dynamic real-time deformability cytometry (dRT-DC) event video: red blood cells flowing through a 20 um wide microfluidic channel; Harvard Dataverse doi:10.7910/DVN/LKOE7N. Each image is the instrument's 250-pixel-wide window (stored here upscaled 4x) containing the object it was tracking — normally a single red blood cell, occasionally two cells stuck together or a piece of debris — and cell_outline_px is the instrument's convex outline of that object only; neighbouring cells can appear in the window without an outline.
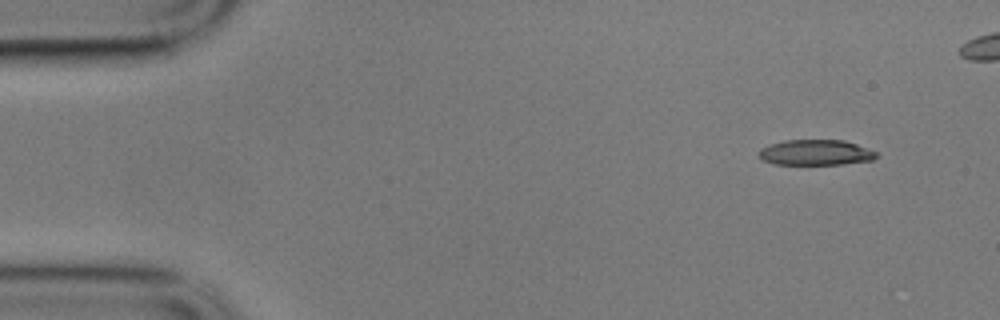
{"species": "common noctule bat (a hibernating species)", "species_latin": "Nyctalus noctula", "temperature_condition": "cold", "stored_images_in_passage": 5, "camera_frame_rate_fps": 3000, "um_per_image_px": 0.085, "animal": {"sex": "male", "body_mass_g": 17.9}, "frame": {"image": 1, "passage_image": 1, "time_ms": 0.0, "image_size_px": [1000, 320], "cell_outline_px": [[880, 156], [872, 160], [844, 164], [776, 164], [764, 160], [760, 156], [760, 148], [784, 140], [844, 140], [856, 144], [876, 152]], "centroid_in_image_um": [69.38, 12.96], "position_along_channel_um": 15.6, "area_um2": 17.28}}